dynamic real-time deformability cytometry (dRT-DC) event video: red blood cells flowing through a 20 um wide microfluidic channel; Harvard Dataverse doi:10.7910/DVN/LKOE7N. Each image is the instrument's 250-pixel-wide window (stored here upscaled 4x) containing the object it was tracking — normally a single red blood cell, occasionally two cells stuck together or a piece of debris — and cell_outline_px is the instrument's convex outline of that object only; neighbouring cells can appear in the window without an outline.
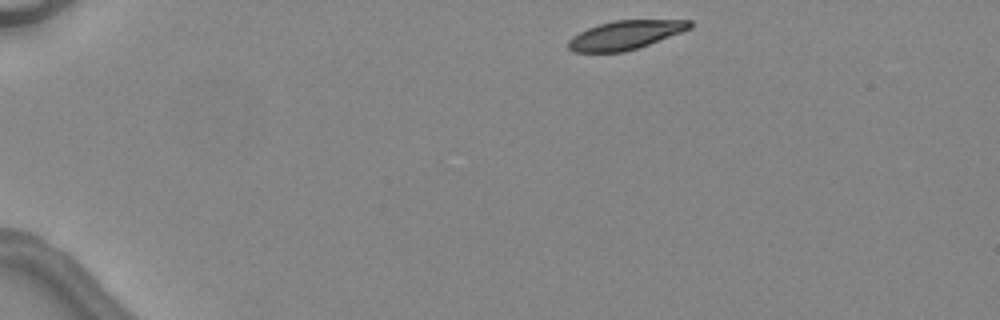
{"species": "common noctule bat (a hibernating species)", "species_latin": "Nyctalus noctula", "temperature_condition": "warm", "stored_images_in_passage": 3, "camera_frame_rate_fps": 3000, "um_per_image_px": 0.085, "animal": {"sex": "female", "body_mass_g": 24.6, "forearm_length_mm": 56.2}, "frame": {"image": 1, "passage_image": 1, "time_ms": 0.0, "image_size_px": [1000, 320], "cell_outline_px": [[692, 28], [648, 44], [624, 52], [576, 52], [568, 48], [568, 40], [572, 36], [588, 28], [600, 24], [616, 20], [692, 20]], "centroid_in_image_um": [53.15, 2.97], "position_along_channel_um": 31.9, "area_um2": 20.11}}